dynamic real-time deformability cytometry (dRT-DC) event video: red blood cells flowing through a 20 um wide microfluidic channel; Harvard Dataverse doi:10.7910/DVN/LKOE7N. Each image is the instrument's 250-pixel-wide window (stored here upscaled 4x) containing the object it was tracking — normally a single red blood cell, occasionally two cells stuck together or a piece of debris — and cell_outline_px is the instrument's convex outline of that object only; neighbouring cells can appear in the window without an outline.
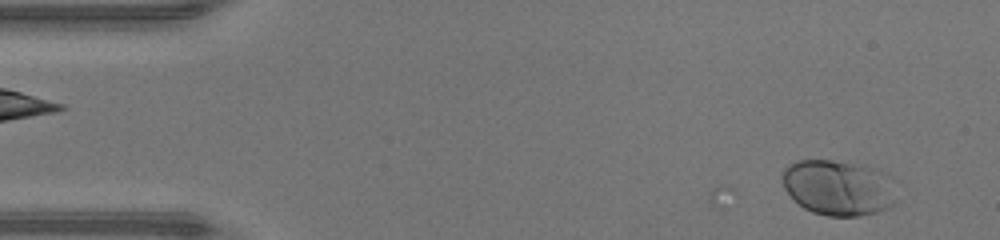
{"species": "human", "species_latin": "Homo sapiens", "temperature_condition": "warm", "stored_images_in_passage": 35, "camera_frame_rate_fps": 3000, "um_per_image_px": 0.085, "donor": {"sex": "male"}, "frame": {"image": 1, "passage_image": 2, "time_ms": 0.333, "image_size_px": [1000, 240], "cell_outline_px": [[896, 200], [888, 208], [876, 212], [860, 216], [828, 216], [812, 212], [804, 208], [784, 188], [780, 176], [784, 168], [788, 164], [796, 160], [832, 160], [864, 164], [880, 168], [888, 172], [892, 176]], "centroid_in_image_um": [71.3, 15.91], "position_along_channel_um": 13.7, "area_um2": 37.74}}
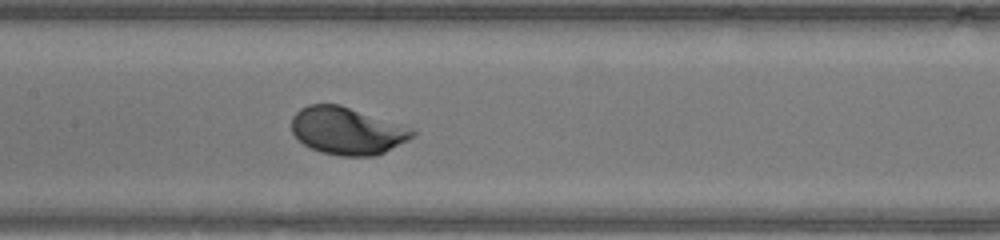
{"frame": {"image": 2, "passage_image": 21, "time_ms": 6.667, "image_size_px": [1000, 240], "cell_outline_px": [[416, 132], [408, 140], [376, 156], [340, 156], [320, 152], [304, 144], [292, 132], [292, 116], [300, 108], [308, 104], [340, 104]], "centroid_in_image_um": [29.41, 11.13], "position_along_channel_um": 178.0, "area_um2": 32.54}}
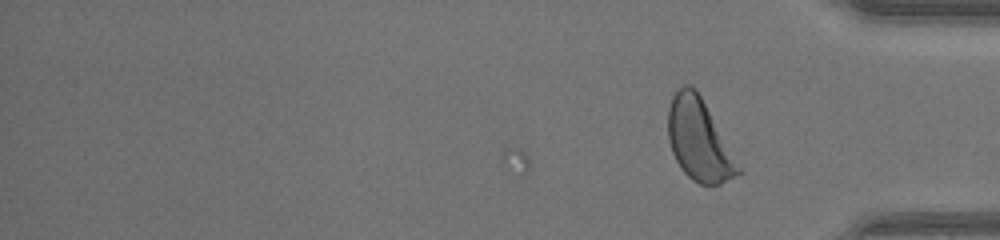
{"frame": {"image": 3, "passage_image": 35, "time_ms": 11.333, "image_size_px": [1000, 240], "cell_outline_px": [[744, 172], [720, 184], [700, 184], [692, 180], [680, 168], [672, 152], [668, 140], [668, 108], [672, 96], [684, 84], [692, 84], [696, 88], [744, 168]], "centroid_in_image_um": [59.46, 11.9], "position_along_channel_um": 375.7, "area_um2": 34.04}, "authors_computed_cell_mechanics": {"area_um2": 32.5992, "velocity_mm_per_s": 4.3916, "shape_relaxation_time_tau1_ms": 1.4231, "shape_relaxation_time_tau2_ms": null, "deformation_change_tau1": 0.1264, "deformation_change_tau2": null}}